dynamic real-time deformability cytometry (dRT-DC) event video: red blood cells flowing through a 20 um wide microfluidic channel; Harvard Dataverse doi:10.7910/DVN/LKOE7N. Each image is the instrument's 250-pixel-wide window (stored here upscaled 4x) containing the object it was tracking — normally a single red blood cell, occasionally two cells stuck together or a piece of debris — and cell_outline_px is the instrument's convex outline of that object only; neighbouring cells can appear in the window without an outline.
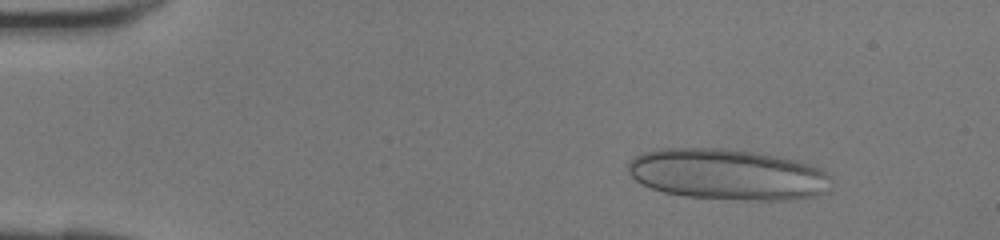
{"species": "human", "species_latin": "Homo sapiens", "temperature_condition": "room temperature", "stored_images_in_passage": 41, "camera_frame_rate_fps": 3000, "um_per_image_px": 0.085, "donor": {"sex": "female"}, "frame": {"image": 1, "passage_image": 5, "time_ms": 1.333, "image_size_px": [1000, 240], "cell_outline_px": [[832, 180], [828, 192], [816, 196], [792, 200], [744, 200], [688, 196], [664, 192], [640, 184], [628, 172], [628, 164], [632, 156], [644, 152], [660, 148], [724, 148], [756, 152], [796, 160], [812, 164], [820, 168], [832, 176]], "centroid_in_image_um": [61.88, 14.82], "position_along_channel_um": 23.1, "area_um2": 60.92}}
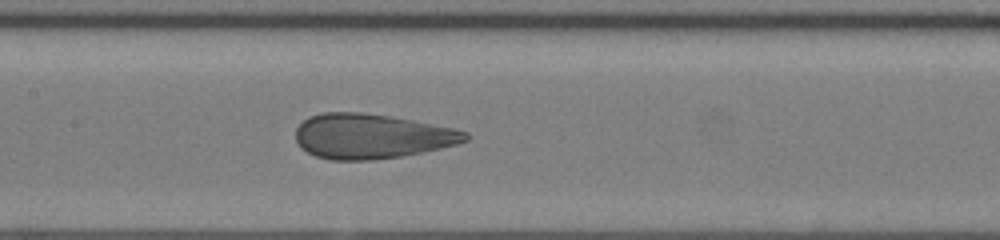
{"frame": {"image": 2, "passage_image": 20, "time_ms": 6.333, "image_size_px": [1000, 240], "cell_outline_px": [[468, 140], [456, 144], [440, 148], [400, 156], [368, 160], [332, 160], [316, 156], [300, 148], [296, 140], [296, 128], [308, 116], [324, 112], [360, 112], [388, 116], [412, 120], [452, 128], [468, 132]], "centroid_in_image_um": [31.53, 11.57], "position_along_channel_um": 175.9, "area_um2": 43.99}}
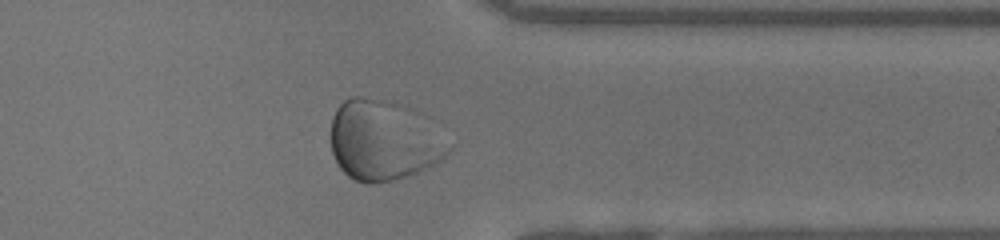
{"frame": {"image": 3, "passage_image": 33, "time_ms": 10.667, "image_size_px": [1000, 240], "cell_outline_px": [[452, 148], [440, 160], [408, 176], [392, 180], [372, 184], [364, 184], [348, 176], [340, 168], [332, 152], [332, 116], [336, 108], [344, 100], [352, 96], [360, 96], [408, 104], [420, 112]], "centroid_in_image_um": [32.58, 11.9], "position_along_channel_um": 378.8, "area_um2": 55.14}}